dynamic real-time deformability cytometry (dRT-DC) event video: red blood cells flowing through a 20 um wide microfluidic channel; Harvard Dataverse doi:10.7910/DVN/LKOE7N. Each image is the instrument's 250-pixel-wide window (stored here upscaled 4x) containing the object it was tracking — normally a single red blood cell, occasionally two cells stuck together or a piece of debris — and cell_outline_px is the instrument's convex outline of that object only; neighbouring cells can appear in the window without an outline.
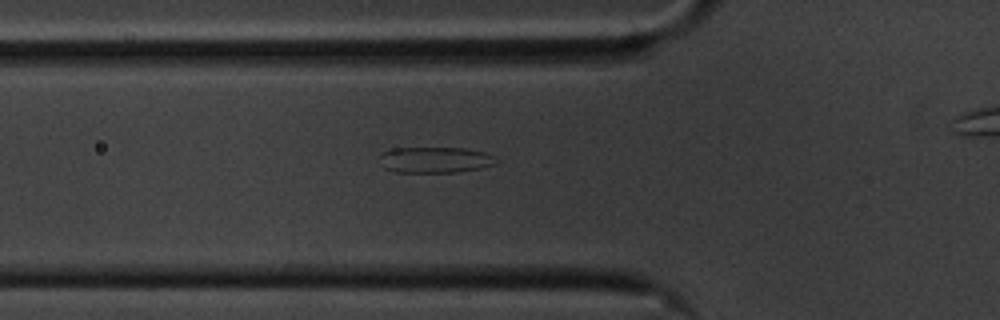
{"species": "common noctule bat (a hibernating species)", "species_latin": "Nyctalus noctula", "temperature_condition": "cold", "stored_images_in_passage": 32, "segment_of_instrument_passage": [1, 2], "camera_frame_rate_fps": 3000, "um_per_image_px": 0.085, "animal": {"sex": "male", "body_mass_g": 20.1, "forearm_length_mm": 53.5}, "frame": {"image": 1, "passage_image": 2, "time_ms": 0.333, "image_size_px": [1000, 320], "cell_outline_px": [[500, 160], [496, 164], [480, 168], [456, 172], [396, 172], [384, 168], [380, 156], [384, 152], [392, 148], [464, 148], [484, 152]], "centroid_in_image_um": [37.01, 13.59], "position_along_channel_um": 88.8, "area_um2": 17.51}}
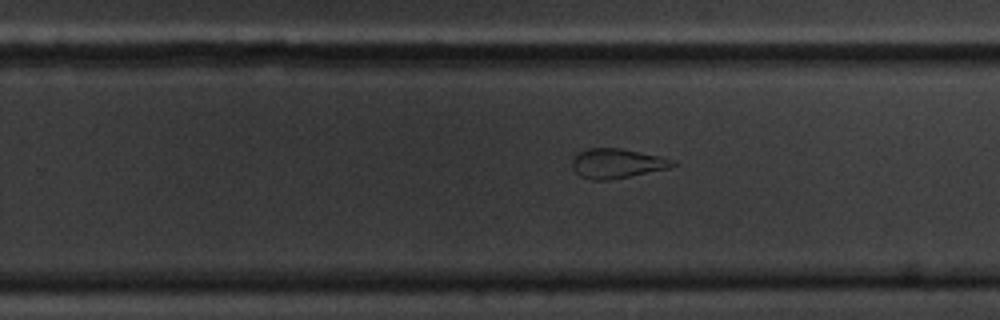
{"frame": {"image": 2, "passage_image": 18, "time_ms": 5.667, "image_size_px": [1000, 320], "cell_outline_px": [[680, 164], [668, 168], [608, 180], [592, 180], [580, 176], [572, 168], [572, 160], [580, 152], [588, 148], [620, 148], [660, 156], [672, 160]], "centroid_in_image_um": [52.43, 13.89], "position_along_channel_um": 277.4, "area_um2": 17.11}}
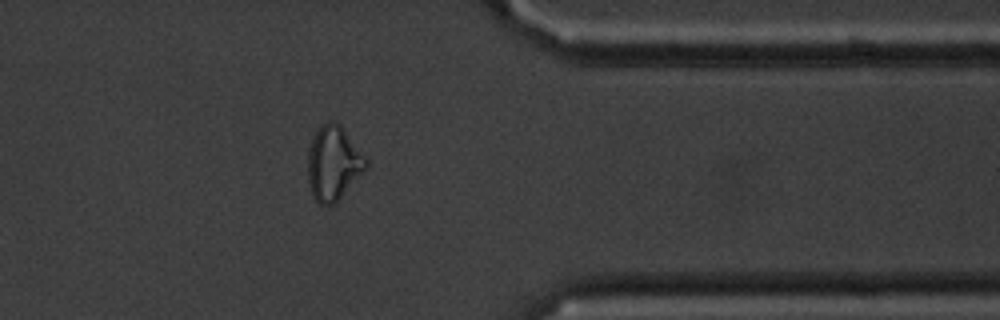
{"frame": {"image": 3, "passage_image": 28, "time_ms": 9.0, "image_size_px": [1000, 320], "cell_outline_px": [[368, 164], [340, 196], [332, 204], [320, 204], [312, 196], [308, 184], [308, 148], [320, 124], [328, 120], [332, 120], [340, 124], [368, 160]], "centroid_in_image_um": [28.29, 13.81], "position_along_channel_um": 383.1, "area_um2": 24.62}}